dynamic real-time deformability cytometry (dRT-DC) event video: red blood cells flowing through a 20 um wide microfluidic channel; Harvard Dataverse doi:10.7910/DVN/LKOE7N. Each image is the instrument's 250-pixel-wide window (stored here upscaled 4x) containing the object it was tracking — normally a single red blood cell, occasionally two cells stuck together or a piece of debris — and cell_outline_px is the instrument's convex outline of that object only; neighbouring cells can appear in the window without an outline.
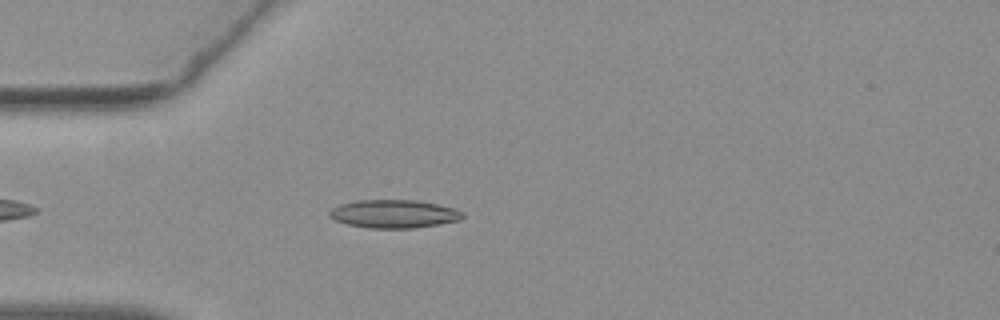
{"species": "common noctule bat (a hibernating species)", "species_latin": "Nyctalus noctula", "temperature_condition": "warm", "stored_images_in_passage": 36, "camera_frame_rate_fps": 3000, "um_per_image_px": 0.085, "animal": {"sex": "female", "body_mass_g": 19.3, "forearm_length_mm": 54.1}, "frame": {"image": 1, "passage_image": 4, "time_ms": 1.0, "image_size_px": [1000, 320], "cell_outline_px": [[464, 216], [460, 220], [440, 224], [412, 228], [368, 228], [348, 224], [336, 220], [328, 216], [328, 212], [332, 208], [340, 204], [356, 200], [416, 200], [456, 208], [464, 212]], "centroid_in_image_um": [33.49, 18.17], "position_along_channel_um": 51.5, "area_um2": 21.96}}
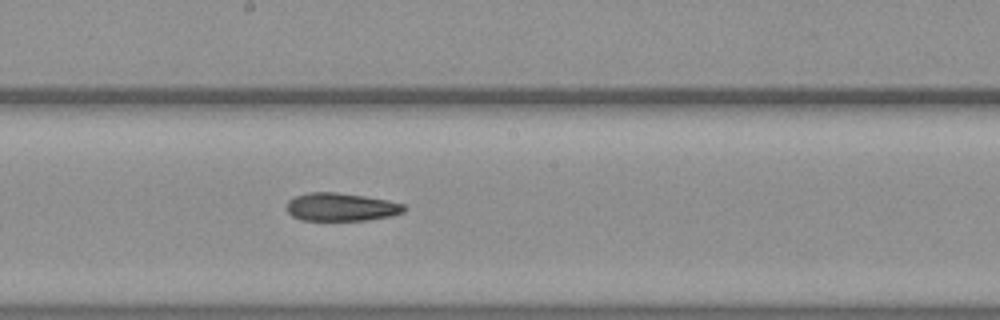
{"frame": {"image": 2, "passage_image": 18, "time_ms": 5.667, "image_size_px": [1000, 320], "cell_outline_px": [[408, 208], [404, 212], [392, 216], [368, 220], [300, 220], [292, 216], [288, 212], [288, 200], [296, 196], [308, 192], [336, 192], [364, 196], [388, 200], [404, 204]], "centroid_in_image_um": [29.03, 17.6], "position_along_channel_um": 219.2, "area_um2": 19.31}}
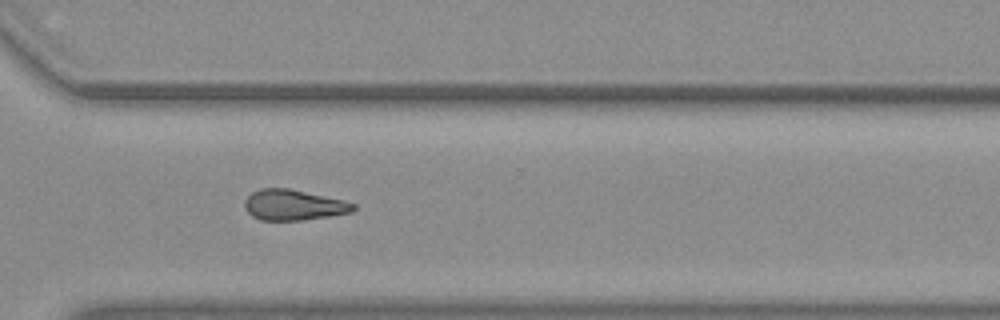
{"frame": {"image": 3, "passage_image": 28, "time_ms": 9.0, "image_size_px": [1000, 320], "cell_outline_px": [[356, 208], [352, 212], [304, 220], [260, 220], [252, 216], [244, 208], [244, 200], [252, 192], [260, 188], [288, 188], [344, 200], [356, 204]], "centroid_in_image_um": [24.94, 17.42], "position_along_channel_um": 345.7, "area_um2": 19.42}}